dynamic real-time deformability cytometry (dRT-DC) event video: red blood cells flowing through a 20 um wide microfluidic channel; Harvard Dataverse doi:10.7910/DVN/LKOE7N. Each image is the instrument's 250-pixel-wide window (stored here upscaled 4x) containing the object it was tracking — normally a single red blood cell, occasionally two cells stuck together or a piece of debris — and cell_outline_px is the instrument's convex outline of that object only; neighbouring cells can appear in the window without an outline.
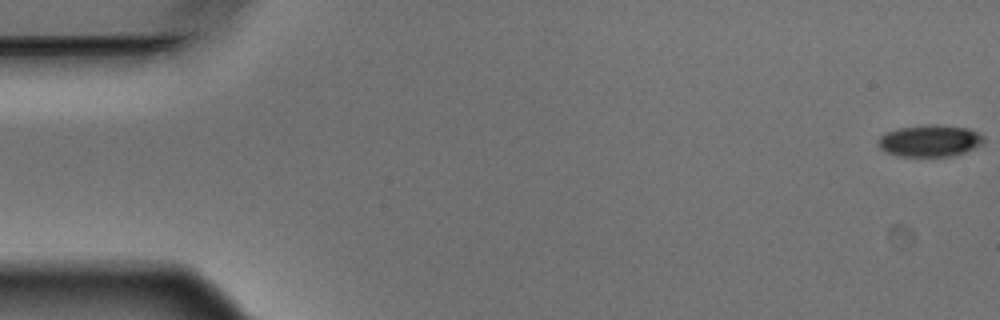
{"species": "Egyptian fruit bat (a non-hibernating species)", "species_latin": "Rousettus aegyptiacus", "temperature_condition": "warm", "stored_images_in_passage": 6, "camera_frame_rate_fps": 3000, "um_per_image_px": 0.085, "animal": {"sex": "male"}, "frame": {"image": 1, "passage_image": 1, "time_ms": 0.0, "image_size_px": [1000, 320], "cell_outline_px": [[984, 144], [976, 148], [952, 156], [900, 156], [884, 152], [876, 144], [876, 140], [880, 136], [888, 132], [900, 128], [928, 124], [936, 124], [968, 128], [980, 132], [984, 136]], "centroid_in_image_um": [79.06, 11.96], "position_along_channel_um": 5.9, "area_um2": 19.83}}